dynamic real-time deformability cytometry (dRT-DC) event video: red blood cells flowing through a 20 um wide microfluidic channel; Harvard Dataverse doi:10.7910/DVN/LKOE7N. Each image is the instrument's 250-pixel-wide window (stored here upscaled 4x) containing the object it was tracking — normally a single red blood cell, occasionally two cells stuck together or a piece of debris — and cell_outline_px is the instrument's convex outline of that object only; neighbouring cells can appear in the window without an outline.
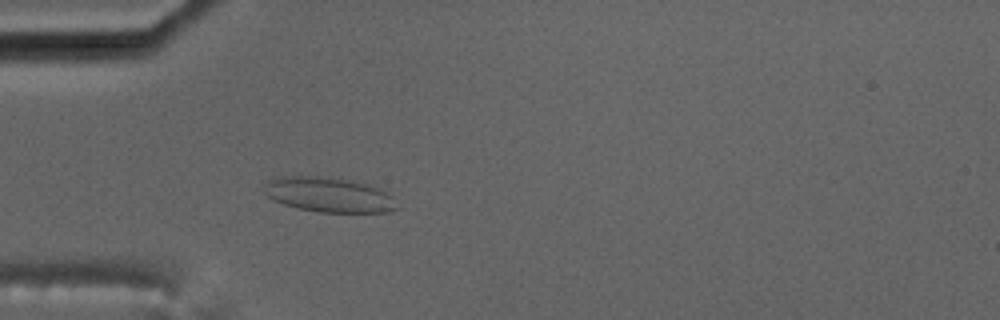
{"species": "common noctule bat (a hibernating species)", "species_latin": "Nyctalus noctula", "temperature_condition": "cold", "stored_images_in_passage": 4, "camera_frame_rate_fps": 3000, "um_per_image_px": 0.085, "animal": {"sex": "male", "body_mass_g": 17.5, "forearm_length_mm": 52.3}, "frame": {"image": 1, "passage_image": 4, "time_ms": 4.333, "image_size_px": [1000, 320], "cell_outline_px": [[400, 208], [392, 212], [320, 212], [296, 208], [284, 204], [268, 196], [264, 192], [264, 184], [272, 176], [328, 176], [348, 180], [380, 188], [388, 192], [392, 196]], "centroid_in_image_um": [27.96, 16.55], "position_along_channel_um": 57.0, "area_um2": 27.28}}